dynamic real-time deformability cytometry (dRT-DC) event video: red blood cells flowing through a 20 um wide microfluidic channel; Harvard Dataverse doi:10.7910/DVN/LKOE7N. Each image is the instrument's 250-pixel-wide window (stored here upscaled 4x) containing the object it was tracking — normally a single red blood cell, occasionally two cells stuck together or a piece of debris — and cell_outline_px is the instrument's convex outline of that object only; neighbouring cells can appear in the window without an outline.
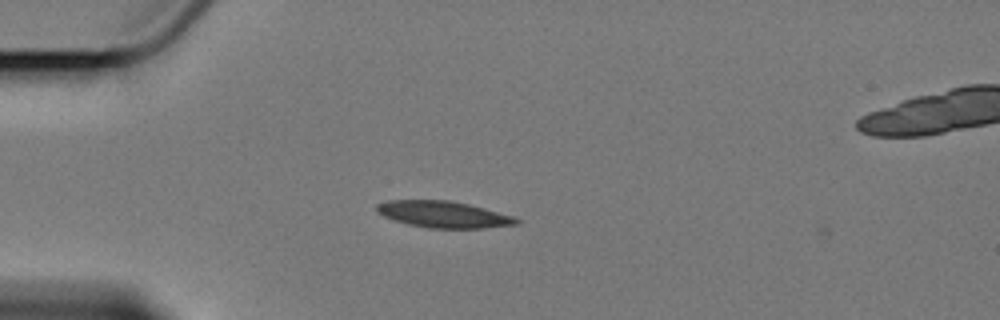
{"species": "Egyptian fruit bat (a non-hibernating species)", "species_latin": "Rousettus aegyptiacus", "temperature_condition": "cold", "stored_images_in_passage": 13, "segment_of_instrument_passage": [1, 2], "camera_frame_rate_fps": 3000, "um_per_image_px": 0.085, "animal": {"sex": "female"}, "frame": {"image": 1, "passage_image": 1, "time_ms": 0.0, "image_size_px": [1000, 320], "cell_outline_px": [[520, 220], [516, 224], [484, 228], [428, 228], [408, 224], [384, 216], [376, 212], [376, 204], [388, 200], [448, 200], [468, 204], [512, 216]], "centroid_in_image_um": [37.64, 18.22], "position_along_channel_um": 47.4, "area_um2": 21.33}}
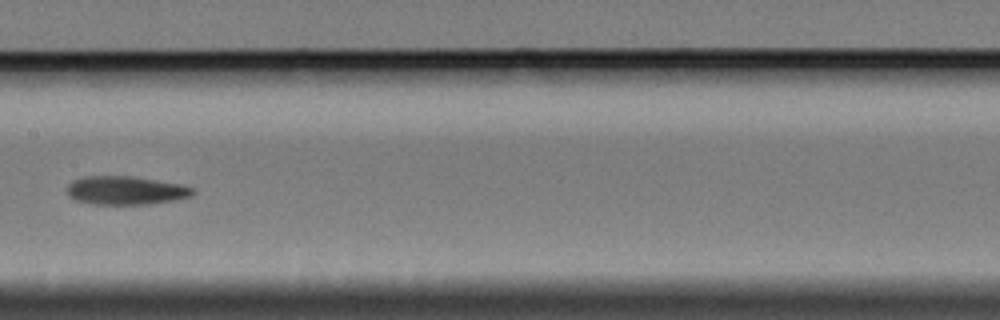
{"frame": {"image": 2, "passage_image": 5, "time_ms": 5.0, "image_size_px": [1000, 320], "cell_outline_px": [[196, 192], [192, 196], [176, 200], [152, 204], [88, 204], [76, 200], [68, 196], [68, 184], [72, 180], [84, 176], [132, 176], [180, 184], [196, 188]], "centroid_in_image_um": [10.71, 16.19], "position_along_channel_um": 196.7, "area_um2": 21.15}}
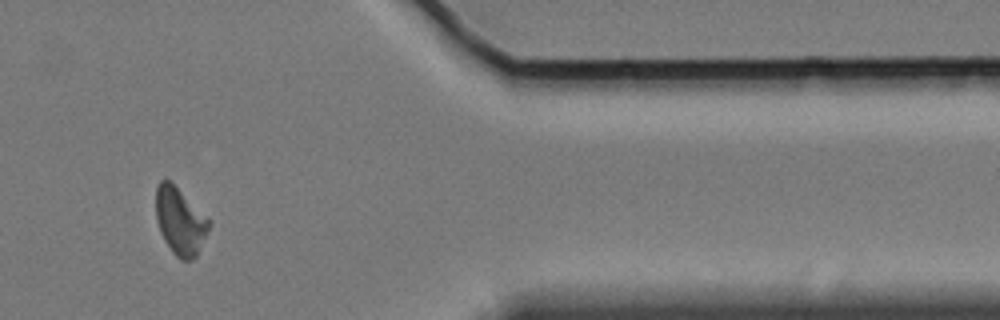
{"frame": {"image": 3, "passage_image": 10, "time_ms": 11.667, "image_size_px": [1000, 320], "cell_outline_px": [[212, 224], [196, 256], [192, 260], [180, 260], [172, 252], [164, 240], [160, 232], [156, 220], [156, 188], [160, 180], [168, 180], [212, 220]], "centroid_in_image_um": [15.33, 18.82], "position_along_channel_um": 396.1, "area_um2": 20.81}}